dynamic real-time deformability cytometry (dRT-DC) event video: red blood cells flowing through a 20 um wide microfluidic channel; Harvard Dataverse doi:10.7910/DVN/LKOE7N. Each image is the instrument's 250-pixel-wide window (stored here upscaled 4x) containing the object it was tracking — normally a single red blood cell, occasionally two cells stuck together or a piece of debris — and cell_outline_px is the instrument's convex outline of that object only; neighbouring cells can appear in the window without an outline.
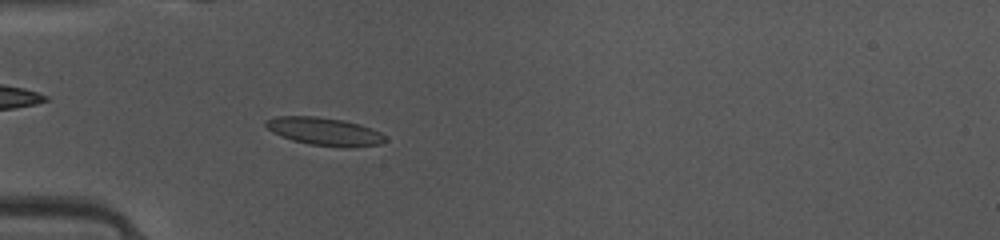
{"species": "common noctule bat (a hibernating species)", "species_latin": "Nyctalus noctula", "temperature_condition": "warm", "stored_images_in_passage": 22, "camera_frame_rate_fps": 3000, "um_per_image_px": 0.085, "animal": {"sex": "female", "body_mass_g": 10.0, "forearm_length_mm": 53.1}, "frame": {"image": 1, "passage_image": 1, "time_ms": 0.0, "image_size_px": [1000, 240], "cell_outline_px": [[388, 140], [380, 144], [352, 148], [344, 148], [308, 144], [292, 140], [280, 136], [272, 132], [264, 124], [264, 120], [276, 116], [316, 116], [344, 120], [360, 124], [380, 132]], "centroid_in_image_um": [27.58, 11.18], "position_along_channel_um": 57.4, "area_um2": 19.71}}
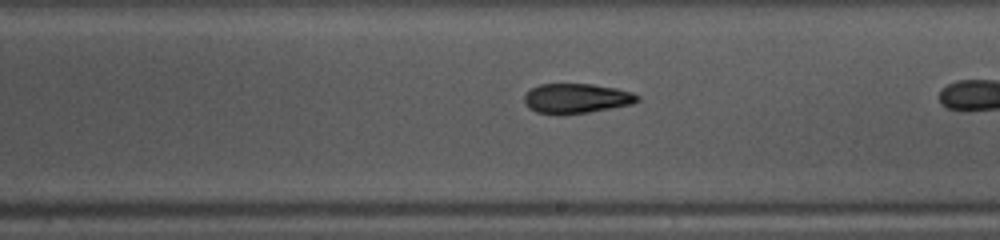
{"frame": {"image": 2, "passage_image": 12, "time_ms": 3.667, "image_size_px": [1000, 240], "cell_outline_px": [[640, 100], [632, 104], [612, 108], [564, 116], [560, 116], [536, 112], [528, 108], [524, 104], [524, 96], [532, 88], [540, 84], [592, 84], [616, 88], [632, 92], [640, 96]], "centroid_in_image_um": [48.98, 8.39], "position_along_channel_um": 240.0, "area_um2": 20.0}}
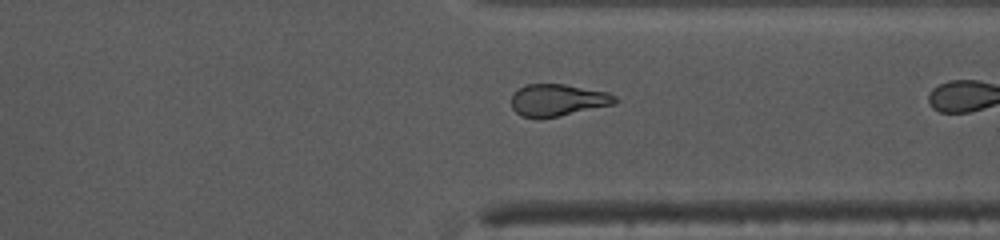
{"frame": {"image": 3, "passage_image": 21, "time_ms": 6.667, "image_size_px": [1000, 240], "cell_outline_px": [[620, 100], [616, 104], [560, 116], [520, 116], [512, 108], [512, 96], [520, 88], [528, 84], [564, 84], [608, 92], [616, 96]], "centroid_in_image_um": [47.49, 8.49], "position_along_channel_um": 363.9, "area_um2": 19.07}}